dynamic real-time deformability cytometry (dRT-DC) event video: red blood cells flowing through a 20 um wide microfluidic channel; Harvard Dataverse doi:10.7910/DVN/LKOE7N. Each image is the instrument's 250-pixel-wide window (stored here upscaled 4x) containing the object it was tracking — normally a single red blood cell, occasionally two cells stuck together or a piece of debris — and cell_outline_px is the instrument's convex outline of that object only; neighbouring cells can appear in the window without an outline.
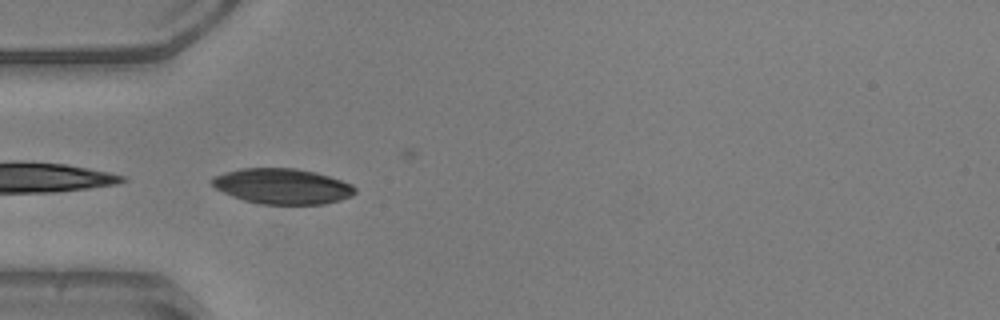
{"species": "common noctule bat (a hibernating species)", "species_latin": "Nyctalus noctula", "temperature_condition": "warm", "stored_images_in_passage": 7, "camera_frame_rate_fps": 3000, "um_per_image_px": 0.085, "animal": {"sex": "male", "body_mass_g": 20.5, "forearm_length_mm": 52.5}, "frame": {"image": 1, "passage_image": 1, "time_ms": 0.0, "image_size_px": [1000, 320], "cell_outline_px": [[356, 192], [352, 196], [340, 200], [324, 204], [260, 204], [244, 200], [232, 196], [216, 188], [208, 180], [212, 176], [224, 172], [240, 168], [296, 168], [316, 172], [352, 184], [356, 188]], "centroid_in_image_um": [23.98, 15.82], "position_along_channel_um": 61.0, "area_um2": 29.71}}